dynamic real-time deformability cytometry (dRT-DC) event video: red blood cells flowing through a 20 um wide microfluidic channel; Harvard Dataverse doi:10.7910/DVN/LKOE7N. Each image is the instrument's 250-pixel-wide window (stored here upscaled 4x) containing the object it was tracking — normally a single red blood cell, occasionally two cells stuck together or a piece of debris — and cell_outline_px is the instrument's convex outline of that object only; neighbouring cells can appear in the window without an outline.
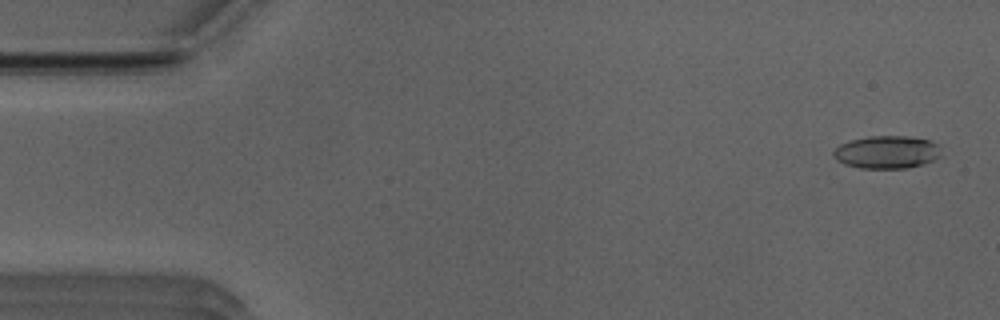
{"species": "Egyptian fruit bat (a non-hibernating species)", "species_latin": "Rousettus aegyptiacus", "temperature_condition": "room temperature", "stored_images_in_passage": 50, "camera_frame_rate_fps": 3000, "um_per_image_px": 0.085, "animal": {"sex": "male"}, "frame": {"image": 1, "passage_image": 1, "time_ms": 0.0, "image_size_px": [1000, 320], "cell_outline_px": [[940, 156], [932, 160], [908, 168], [860, 168], [844, 164], [836, 160], [832, 156], [832, 152], [840, 144], [848, 140], [868, 136], [908, 136], [928, 140], [936, 144]], "centroid_in_image_um": [75.29, 12.92], "position_along_channel_um": 9.7, "area_um2": 20.46}}
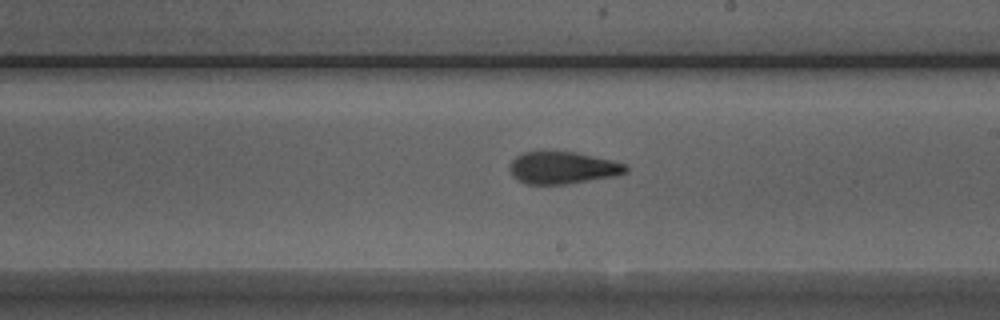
{"frame": {"image": 2, "passage_image": 28, "time_ms": 9.0, "image_size_px": [1000, 320], "cell_outline_px": [[628, 172], [616, 176], [564, 184], [528, 184], [512, 176], [508, 168], [512, 160], [516, 156], [524, 152], [540, 148], [552, 148], [576, 152], [612, 160], [628, 164]], "centroid_in_image_um": [47.81, 14.2], "position_along_channel_um": 241.2, "area_um2": 22.66}}
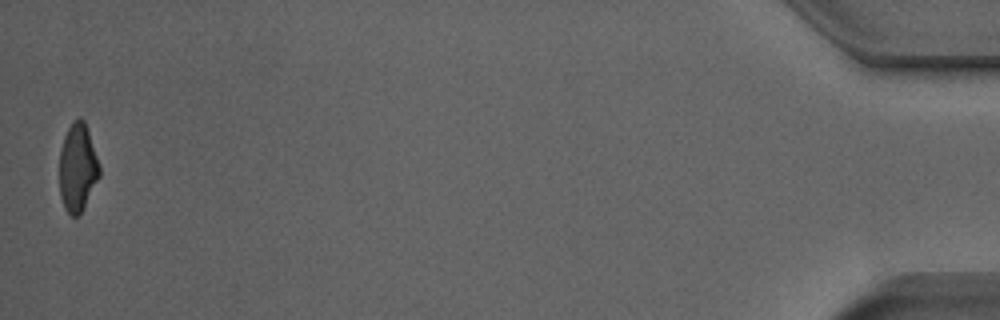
{"frame": {"image": 3, "passage_image": 50, "time_ms": 16.333, "image_size_px": [1000, 320], "cell_outline_px": [[100, 176], [80, 212], [76, 216], [72, 216], [64, 208], [60, 196], [60, 152], [64, 136], [72, 120], [80, 116], [84, 120], [100, 168]], "centroid_in_image_um": [6.58, 14.22], "position_along_channel_um": 428.6, "area_um2": 20.11}, "authors_computed_cell_mechanics": {"area_um2": 21.4438, "velocity_mm_per_s": 3.9455, "shape_relaxation_time_tau1_ms": 8.8656, "shape_relaxation_time_tau2_ms": 2.3324, "deformation_change_tau1": 0.2297, "deformation_change_tau2": 0.1095}}